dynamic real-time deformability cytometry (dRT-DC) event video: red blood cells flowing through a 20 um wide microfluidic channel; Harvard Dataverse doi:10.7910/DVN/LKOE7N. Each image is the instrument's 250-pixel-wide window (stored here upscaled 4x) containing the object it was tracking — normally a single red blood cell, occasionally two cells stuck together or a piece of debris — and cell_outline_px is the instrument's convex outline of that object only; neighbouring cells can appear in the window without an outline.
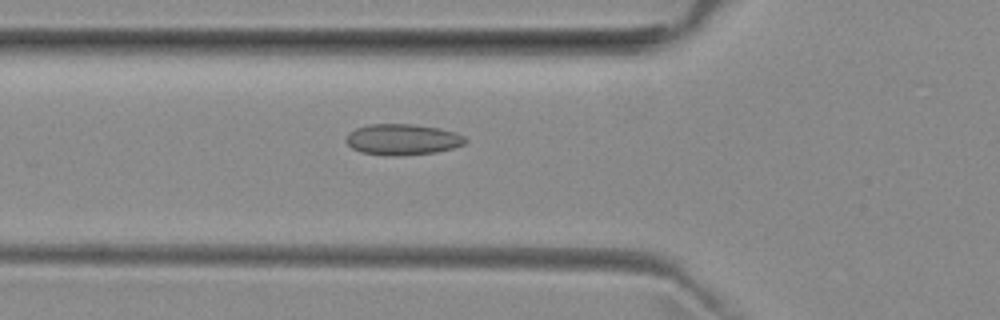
{"species": "common noctule bat (a hibernating species)", "species_latin": "Nyctalus noctula", "temperature_condition": "room temperature", "stored_images_in_passage": 42, "camera_frame_rate_fps": 3000, "um_per_image_px": 0.085, "animal": {"sex": "female", "body_mass_g": 29.2, "forearm_length_mm": 56.3}, "frame": {"image": 1, "passage_image": 9, "time_ms": 2.667, "image_size_px": [1000, 320], "cell_outline_px": [[468, 140], [464, 144], [452, 148], [436, 152], [400, 156], [392, 156], [360, 152], [352, 148], [344, 140], [348, 132], [356, 128], [368, 124], [412, 124], [440, 128], [456, 132], [464, 136]], "centroid_in_image_um": [34.2, 11.85], "position_along_channel_um": 91.6, "area_um2": 21.73}}
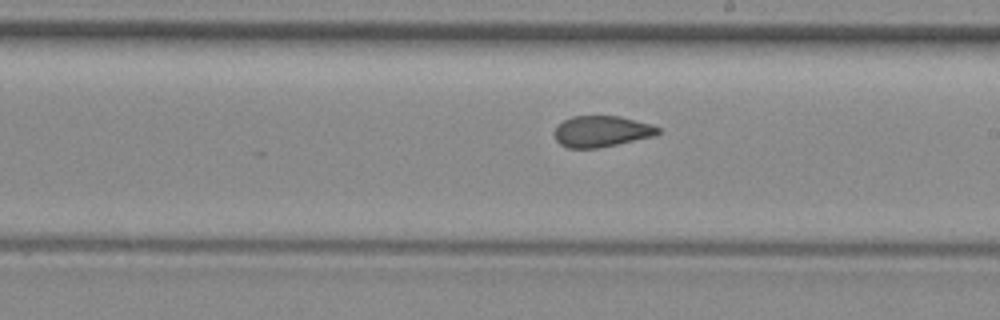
{"frame": {"image": 2, "passage_image": 20, "time_ms": 6.333, "image_size_px": [1000, 320], "cell_outline_px": [[660, 132], [656, 136], [596, 148], [568, 148], [560, 144], [556, 140], [556, 128], [564, 120], [572, 116], [620, 116], [652, 124], [660, 128]], "centroid_in_image_um": [51.18, 11.16], "position_along_channel_um": 237.8, "area_um2": 18.67}}
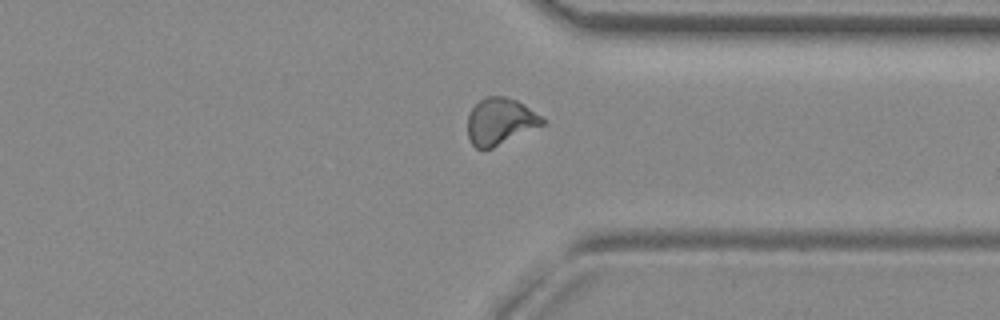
{"frame": {"image": 3, "passage_image": 30, "time_ms": 9.667, "image_size_px": [1000, 320], "cell_outline_px": [[544, 124], [492, 148], [476, 148], [472, 144], [468, 136], [468, 112], [484, 96], [504, 96], [516, 100], [524, 104], [540, 116], [544, 120]], "centroid_in_image_um": [42.48, 10.3], "position_along_channel_um": 368.9, "area_um2": 20.06}, "authors_computed_cell_mechanics": {"area_um2": 19.9699, "velocity_mm_per_s": 3.987, "shape_relaxation_time_tau1_ms": null, "shape_relaxation_time_tau2_ms": 1.4404, "deformation_change_tau1": null, "deformation_change_tau2": 0.0709}}